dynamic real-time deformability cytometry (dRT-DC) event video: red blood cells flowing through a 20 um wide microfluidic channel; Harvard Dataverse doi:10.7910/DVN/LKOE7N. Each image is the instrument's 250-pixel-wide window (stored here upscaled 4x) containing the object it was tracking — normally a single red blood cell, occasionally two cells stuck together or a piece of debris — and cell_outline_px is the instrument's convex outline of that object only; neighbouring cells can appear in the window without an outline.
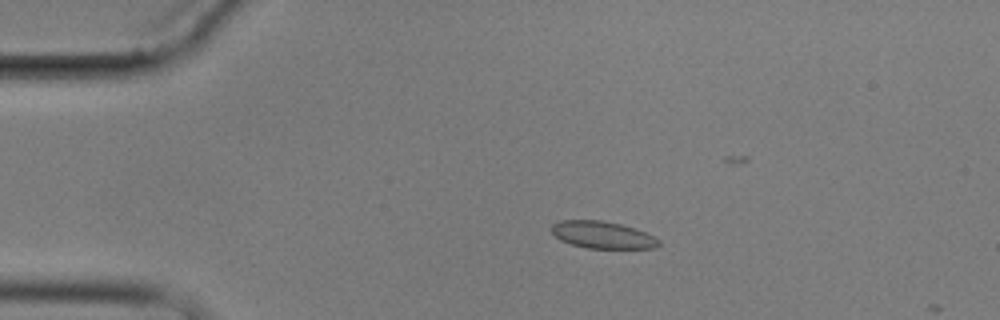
{"species": "common noctule bat (a hibernating species)", "species_latin": "Nyctalus noctula", "temperature_condition": "cold", "stored_images_in_passage": 4, "camera_frame_rate_fps": 3000, "um_per_image_px": 0.085, "animal": {"sex": "male", "body_mass_g": 17.9}, "frame": {"image": 1, "passage_image": 3, "time_ms": 2.333, "image_size_px": [1000, 320], "cell_outline_px": [[660, 244], [656, 248], [588, 248], [572, 244], [560, 240], [548, 228], [552, 224], [560, 220], [600, 220], [620, 224], [644, 232], [660, 240]], "centroid_in_image_um": [51.17, 19.96], "position_along_channel_um": 33.8, "area_um2": 16.82}}